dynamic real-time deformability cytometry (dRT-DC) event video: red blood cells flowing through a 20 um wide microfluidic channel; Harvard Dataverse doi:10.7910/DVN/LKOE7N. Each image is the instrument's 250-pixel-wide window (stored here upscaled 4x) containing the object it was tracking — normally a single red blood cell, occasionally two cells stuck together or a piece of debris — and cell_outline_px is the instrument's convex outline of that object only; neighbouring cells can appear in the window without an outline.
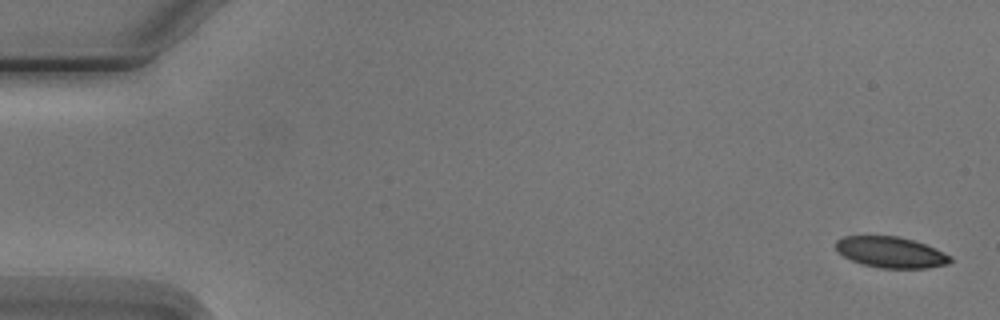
{"species": "Egyptian fruit bat (a non-hibernating species)", "species_latin": "Rousettus aegyptiacus", "temperature_condition": "cold", "stored_images_in_passage": 7, "camera_frame_rate_fps": 3000, "um_per_image_px": 0.085, "animal": {"sex": "male"}, "frame": {"image": 1, "passage_image": 1, "time_ms": 0.0, "image_size_px": [1000, 320], "cell_outline_px": [[952, 260], [948, 264], [928, 268], [880, 268], [864, 264], [852, 260], [836, 252], [836, 240], [844, 236], [896, 236], [912, 240], [924, 244], [944, 252], [952, 256]], "centroid_in_image_um": [75.72, 21.44], "position_along_channel_um": 9.3, "area_um2": 20.58}}
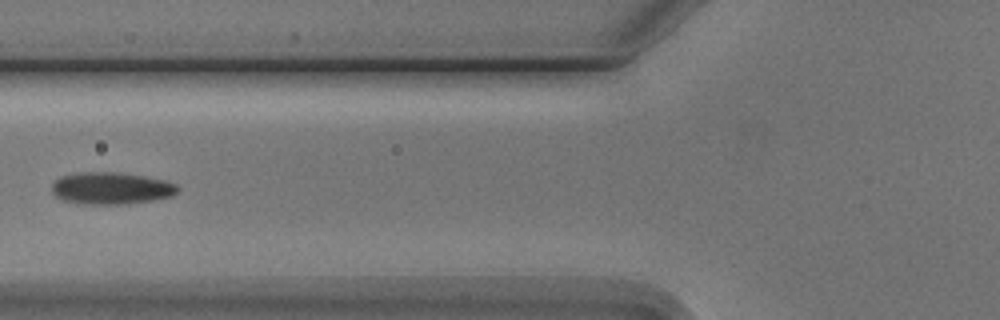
{"frame": {"image": 2, "passage_image": 6, "time_ms": 6.667, "image_size_px": [1000, 320], "cell_outline_px": [[180, 188], [172, 196], [152, 200], [128, 204], [84, 204], [60, 200], [52, 192], [52, 184], [60, 176], [76, 172], [116, 172], [144, 176], [164, 180], [176, 184]], "centroid_in_image_um": [9.42, 16.0], "position_along_channel_um": 116.4, "area_um2": 23.64}}
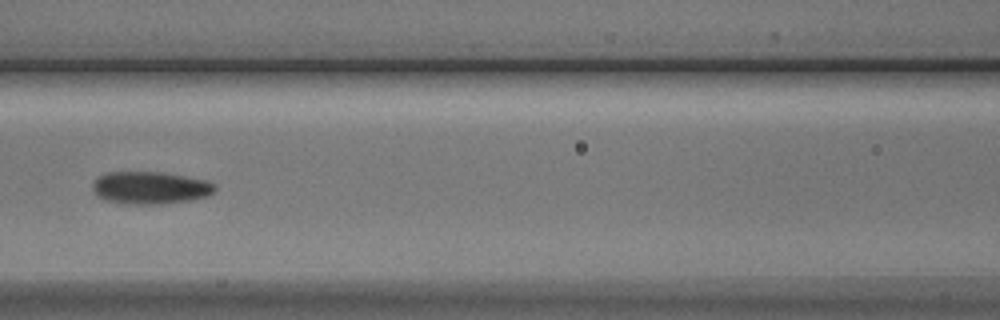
{"frame": {"image": 3, "passage_image": 7, "time_ms": 7.667, "image_size_px": [1000, 320], "cell_outline_px": [[216, 188], [208, 196], [192, 200], [160, 204], [128, 204], [104, 200], [96, 196], [92, 188], [92, 184], [96, 176], [104, 172], [164, 172], [204, 180], [216, 184]], "centroid_in_image_um": [12.72, 15.96], "position_along_channel_um": 153.9, "area_um2": 23.41}}